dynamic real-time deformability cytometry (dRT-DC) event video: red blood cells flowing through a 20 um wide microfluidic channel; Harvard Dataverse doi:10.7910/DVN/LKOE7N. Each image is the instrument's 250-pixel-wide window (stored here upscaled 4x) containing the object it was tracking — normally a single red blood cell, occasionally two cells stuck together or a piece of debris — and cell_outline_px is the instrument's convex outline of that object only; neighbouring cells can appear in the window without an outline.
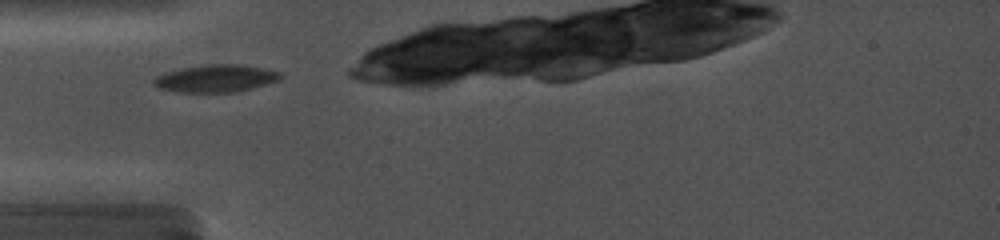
{"species": "common noctule bat (a hibernating species)", "species_latin": "Nyctalus noctula", "temperature_condition": "cold", "stored_images_in_passage": 9, "camera_frame_rate_fps": 5000, "um_per_image_px": 0.085, "animal": {"sex": "female", "body_mass_g": 19.0, "forearm_length_mm": 56.7}, "frame": {"image": 1, "passage_image": 1, "time_ms": 0.0, "image_size_px": [1000, 240], "cell_outline_px": [[284, 76], [280, 80], [252, 88], [236, 92], [180, 92], [160, 88], [152, 84], [152, 80], [156, 76], [180, 68], [208, 64], [240, 64], [280, 72]], "centroid_in_image_um": [18.35, 6.66], "position_along_channel_um": 66.6, "area_um2": 20.17}}
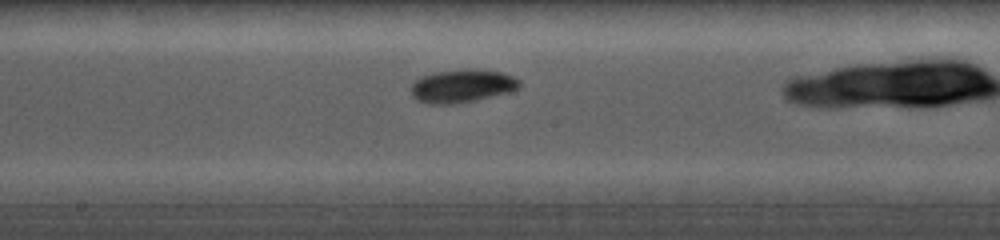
{"frame": {"image": 2, "passage_image": 6, "time_ms": 3.8, "image_size_px": [1000, 240], "cell_outline_px": [[520, 84], [512, 92], [476, 100], [456, 104], [428, 104], [416, 100], [412, 96], [412, 84], [420, 76], [436, 72], [500, 72], [512, 76], [520, 80]], "centroid_in_image_um": [39.24, 7.38], "position_along_channel_um": 209.0, "area_um2": 20.11}}